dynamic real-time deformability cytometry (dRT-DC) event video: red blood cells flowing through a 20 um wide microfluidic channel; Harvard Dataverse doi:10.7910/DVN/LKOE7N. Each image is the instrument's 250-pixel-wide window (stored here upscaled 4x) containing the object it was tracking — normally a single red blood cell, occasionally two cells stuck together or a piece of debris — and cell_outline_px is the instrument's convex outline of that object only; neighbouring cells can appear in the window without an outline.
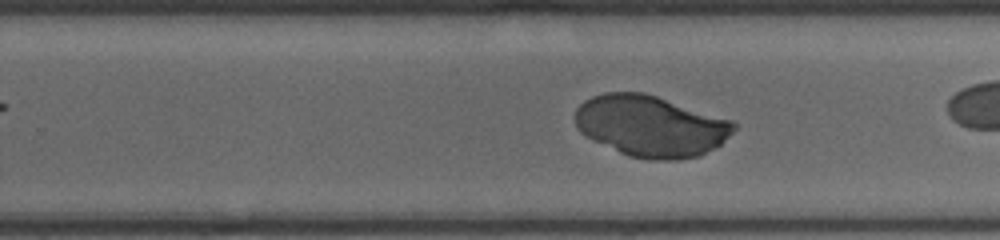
{"species": "human", "species_latin": "Homo sapiens", "temperature_condition": "cold", "stored_images_in_passage": 29, "camera_frame_rate_fps": 3000, "um_per_image_px": 0.085, "donor": {"sex": "male"}, "frame": {"image": 1, "passage_image": 28, "time_ms": 5.667, "image_size_px": [1000, 240], "cell_outline_px": [[736, 128], [720, 144], [700, 156], [676, 160], [652, 160], [628, 156], [592, 140], [580, 132], [576, 128], [576, 108], [584, 100], [592, 96], [604, 92], [644, 92], [732, 120], [736, 124]], "centroid_in_image_um": [55.29, 10.71], "position_along_channel_um": 274.5, "area_um2": 56.64}}